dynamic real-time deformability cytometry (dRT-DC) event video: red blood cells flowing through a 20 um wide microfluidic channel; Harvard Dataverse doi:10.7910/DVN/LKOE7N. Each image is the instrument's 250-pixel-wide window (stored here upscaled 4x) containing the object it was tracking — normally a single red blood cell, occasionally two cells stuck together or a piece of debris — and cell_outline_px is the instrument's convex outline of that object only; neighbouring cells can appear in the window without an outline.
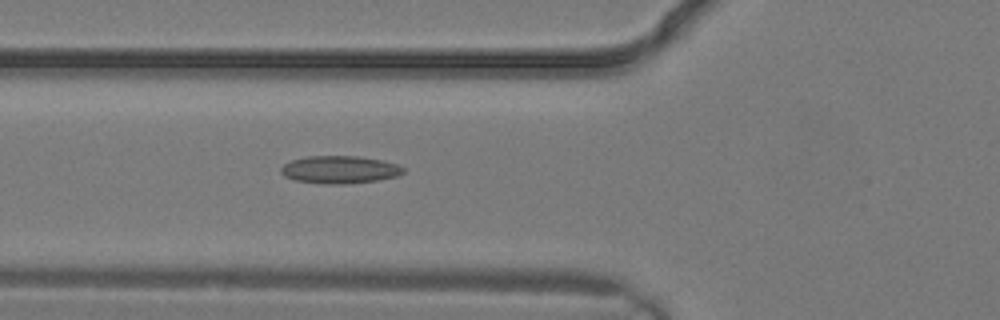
{"species": "common noctule bat (a hibernating species)", "species_latin": "Nyctalus noctula", "temperature_condition": "warm", "stored_images_in_passage": 2, "camera_frame_rate_fps": 3000, "um_per_image_px": 0.085, "animal": {"sex": "male", "body_mass_g": 19.2, "forearm_length_mm": 51.8}, "frame": {"image": 1, "passage_image": 2, "time_ms": 0.333, "image_size_px": [1000, 320], "cell_outline_px": [[404, 172], [396, 176], [376, 180], [344, 184], [324, 184], [296, 180], [284, 176], [280, 172], [280, 168], [284, 164], [292, 160], [308, 156], [356, 156], [380, 160], [400, 164], [404, 168]], "centroid_in_image_um": [28.86, 14.41], "position_along_channel_um": 96.9, "area_um2": 19.59}}